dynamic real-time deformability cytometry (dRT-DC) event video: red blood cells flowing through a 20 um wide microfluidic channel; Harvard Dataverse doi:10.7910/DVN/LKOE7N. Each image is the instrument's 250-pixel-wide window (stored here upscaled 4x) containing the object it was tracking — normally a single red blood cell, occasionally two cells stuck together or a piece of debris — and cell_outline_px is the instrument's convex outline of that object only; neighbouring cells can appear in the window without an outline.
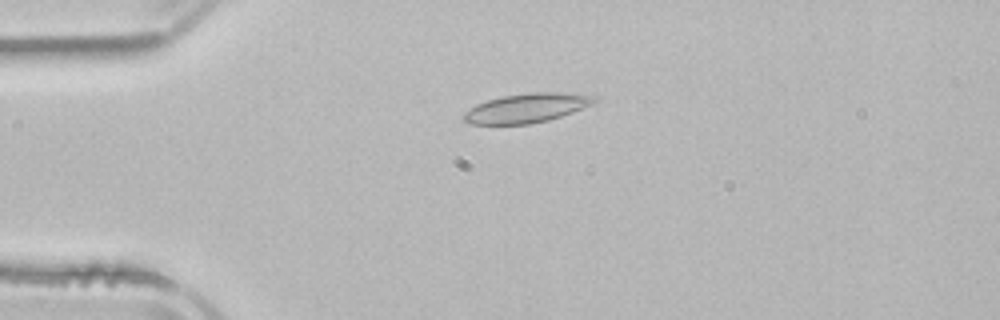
{"species": "common noctule bat (a hibernating species)", "species_latin": "Nyctalus noctula", "temperature_condition": "room temperature", "stored_images_in_passage": 4, "camera_frame_rate_fps": 3000, "um_per_image_px": 0.085, "animal": {"sex": "male", "body_mass_g": 21.5, "forearm_length_mm": 52.0}, "frame": {"image": 1, "passage_image": 2, "time_ms": 1.667, "image_size_px": [1000, 320], "cell_outline_px": [[600, 100], [592, 104], [572, 112], [548, 120], [528, 124], [468, 124], [460, 116], [464, 112], [476, 104], [500, 96], [532, 92], [560, 92], [596, 96]], "centroid_in_image_um": [44.74, 9.18], "position_along_channel_um": 40.3, "area_um2": 22.31}}
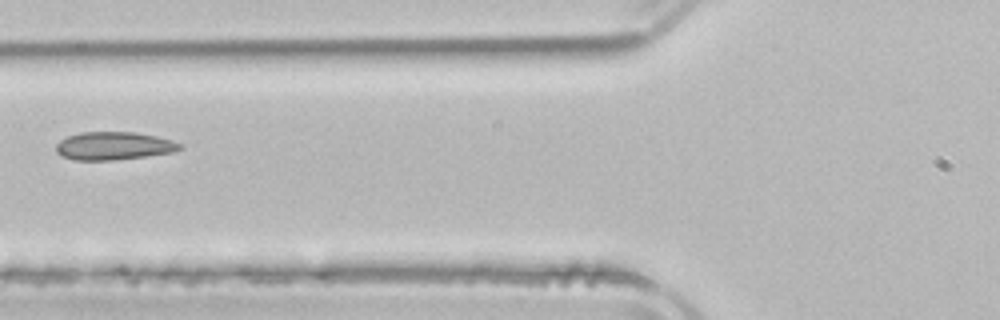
{"frame": {"image": 2, "passage_image": 4, "time_ms": 4.333, "image_size_px": [1000, 320], "cell_outline_px": [[184, 148], [172, 152], [144, 156], [112, 160], [72, 160], [60, 156], [56, 152], [56, 144], [60, 140], [68, 136], [80, 132], [136, 132], [156, 136], [172, 140], [180, 144]], "centroid_in_image_um": [9.63, 12.4], "position_along_channel_um": 116.2, "area_um2": 20.23}}